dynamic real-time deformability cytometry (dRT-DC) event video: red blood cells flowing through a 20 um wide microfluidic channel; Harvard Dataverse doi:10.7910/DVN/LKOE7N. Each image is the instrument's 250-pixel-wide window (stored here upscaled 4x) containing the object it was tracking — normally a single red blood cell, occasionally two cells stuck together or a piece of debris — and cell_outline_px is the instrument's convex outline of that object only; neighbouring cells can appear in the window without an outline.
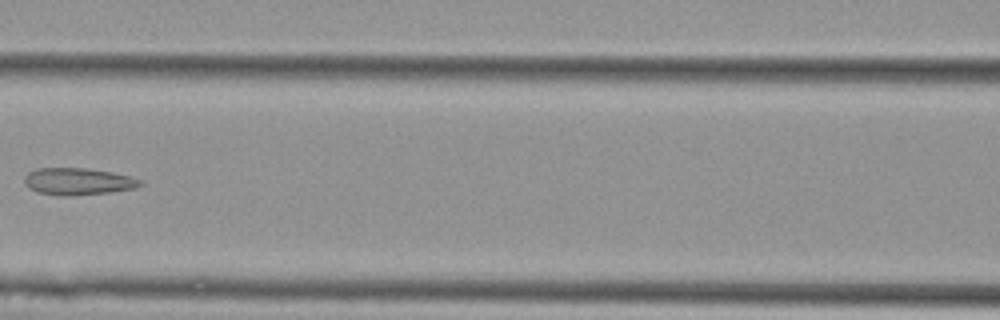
{"species": "Egyptian fruit bat (a non-hibernating species)", "species_latin": "Rousettus aegyptiacus", "temperature_condition": "cold", "stored_images_in_passage": 5, "camera_frame_rate_fps": 3000, "um_per_image_px": 0.085, "animal": {"sex": "female"}, "frame": {"image": 1, "passage_image": 5, "time_ms": 1.333, "image_size_px": [1000, 320], "cell_outline_px": [[144, 184], [136, 188], [112, 192], [72, 196], [64, 196], [36, 192], [28, 188], [24, 184], [24, 176], [28, 172], [36, 168], [84, 168], [112, 172], [144, 180]], "centroid_in_image_um": [6.63, 15.43], "position_along_channel_um": 160.0, "area_um2": 18.5}}